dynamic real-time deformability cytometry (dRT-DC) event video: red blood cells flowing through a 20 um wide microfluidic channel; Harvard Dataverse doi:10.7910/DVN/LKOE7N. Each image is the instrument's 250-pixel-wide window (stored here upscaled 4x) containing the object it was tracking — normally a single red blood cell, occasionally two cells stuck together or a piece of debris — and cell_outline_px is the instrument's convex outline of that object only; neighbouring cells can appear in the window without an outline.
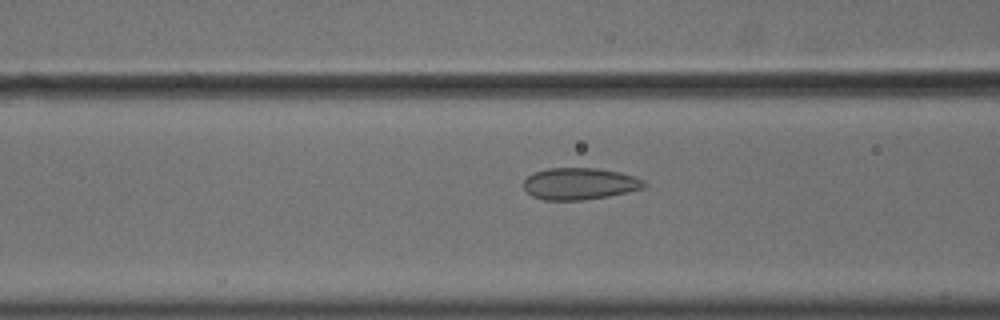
{"species": "common noctule bat (a hibernating species)", "species_latin": "Nyctalus noctula", "temperature_condition": "cold", "stored_images_in_passage": 56, "camera_frame_rate_fps": 3000, "um_per_image_px": 0.085, "animal": {"sex": "male", "body_mass_g": 18.8}, "frame": {"image": 1, "passage_image": 23, "time_ms": 7.333, "image_size_px": [1000, 320], "cell_outline_px": [[648, 184], [644, 188], [628, 192], [608, 196], [584, 200], [544, 200], [532, 196], [524, 188], [524, 180], [528, 176], [536, 172], [548, 168], [596, 168], [620, 172], [644, 180]], "centroid_in_image_um": [49.29, 15.62], "position_along_channel_um": 117.3, "area_um2": 22.31}}
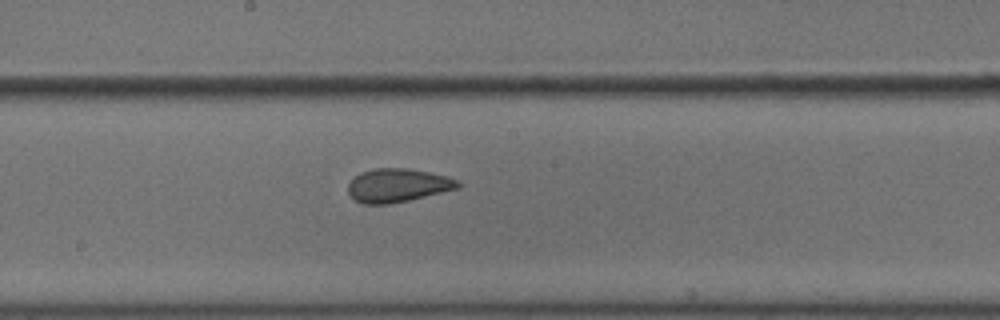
{"frame": {"image": 2, "passage_image": 31, "time_ms": 10.0, "image_size_px": [1000, 320], "cell_outline_px": [[460, 188], [408, 200], [388, 204], [364, 204], [356, 200], [348, 192], [348, 184], [360, 172], [376, 168], [408, 168], [448, 176], [460, 180]], "centroid_in_image_um": [33.83, 15.75], "position_along_channel_um": 214.4, "area_um2": 21.39}}
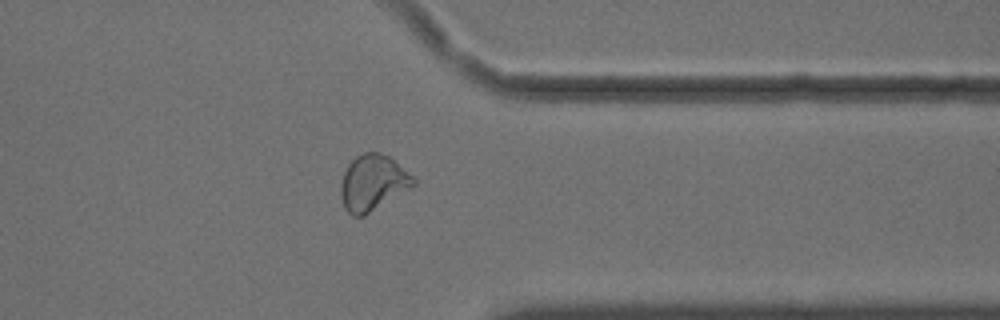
{"frame": {"image": 3, "passage_image": 45, "time_ms": 14.667, "image_size_px": [1000, 320], "cell_outline_px": [[416, 184], [364, 216], [352, 216], [344, 208], [340, 192], [340, 184], [344, 172], [348, 164], [356, 156], [364, 152], [380, 152], [388, 156], [412, 176], [416, 180]], "centroid_in_image_um": [31.65, 15.54], "position_along_channel_um": 379.7, "area_um2": 23.35}, "authors_computed_cell_mechanics": {"area_um2": 23.5535, "velocity_mm_per_s": 3.6275, "shape_relaxation_time_tau1_ms": null, "shape_relaxation_time_tau2_ms": 0.8602, "deformation_change_tau1": null, "deformation_change_tau2": 0.0685}}